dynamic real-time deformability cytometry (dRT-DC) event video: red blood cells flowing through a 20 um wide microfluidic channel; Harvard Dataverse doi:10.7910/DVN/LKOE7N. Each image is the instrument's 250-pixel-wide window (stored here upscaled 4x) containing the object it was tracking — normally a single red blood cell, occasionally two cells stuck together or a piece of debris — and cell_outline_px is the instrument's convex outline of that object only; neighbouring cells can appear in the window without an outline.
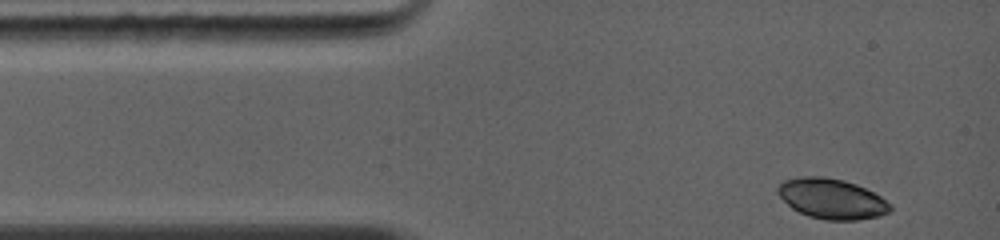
{"species": "common noctule bat (a hibernating species)", "species_latin": "Nyctalus noctula", "temperature_condition": "warm", "stored_images_in_passage": 20, "camera_frame_rate_fps": 5000, "um_per_image_px": 0.085, "animal": {"sex": "female", "body_mass_g": 19.0, "forearm_length_mm": 56.7}, "frame": {"image": 1, "passage_image": 1, "time_ms": 0.0, "image_size_px": [1000, 240], "cell_outline_px": [[892, 208], [888, 212], [880, 216], [856, 220], [824, 220], [808, 216], [792, 208], [780, 196], [780, 184], [788, 180], [840, 180], [864, 188], [880, 196]], "centroid_in_image_um": [70.78, 16.99], "position_along_channel_um": 14.2, "area_um2": 24.57}}
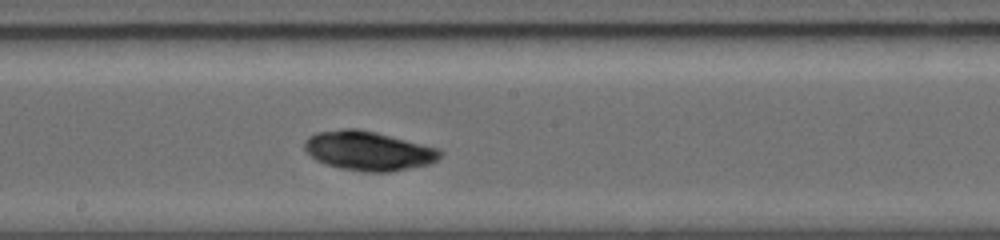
{"frame": {"image": 2, "passage_image": 12, "time_ms": 5.8, "image_size_px": [1000, 240], "cell_outline_px": [[440, 156], [436, 160], [428, 164], [388, 172], [364, 172], [340, 168], [316, 160], [304, 148], [304, 140], [308, 136], [316, 132], [348, 128], [356, 128], [436, 148], [440, 152]], "centroid_in_image_um": [31.23, 12.83], "position_along_channel_um": 217.0, "area_um2": 30.29}}
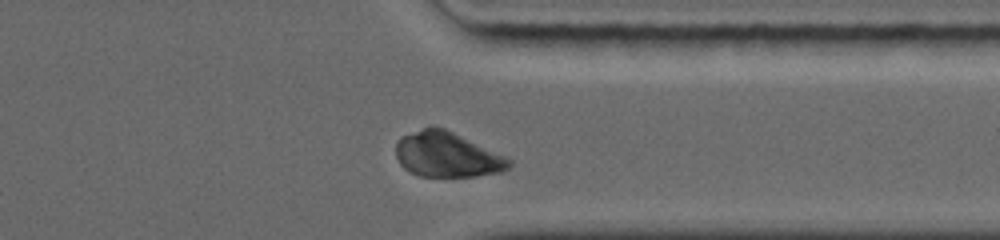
{"frame": {"image": 3, "passage_image": 20, "time_ms": 9.4, "image_size_px": [1000, 240], "cell_outline_px": [[512, 164], [508, 168], [500, 172], [476, 176], [420, 176], [404, 168], [400, 164], [396, 156], [396, 144], [400, 136], [432, 124], [444, 128], [504, 156], [512, 160]], "centroid_in_image_um": [37.96, 13.13], "position_along_channel_um": 373.4, "area_um2": 29.59}, "authors_computed_cell_mechanics": {"area_um2": 29.7092, "velocity_mm_per_s": 4.3431, "shape_relaxation_time_tau1_ms": 3.086, "shape_relaxation_time_tau2_ms": null, "deformation_change_tau1": 0.1143, "deformation_change_tau2": null}}